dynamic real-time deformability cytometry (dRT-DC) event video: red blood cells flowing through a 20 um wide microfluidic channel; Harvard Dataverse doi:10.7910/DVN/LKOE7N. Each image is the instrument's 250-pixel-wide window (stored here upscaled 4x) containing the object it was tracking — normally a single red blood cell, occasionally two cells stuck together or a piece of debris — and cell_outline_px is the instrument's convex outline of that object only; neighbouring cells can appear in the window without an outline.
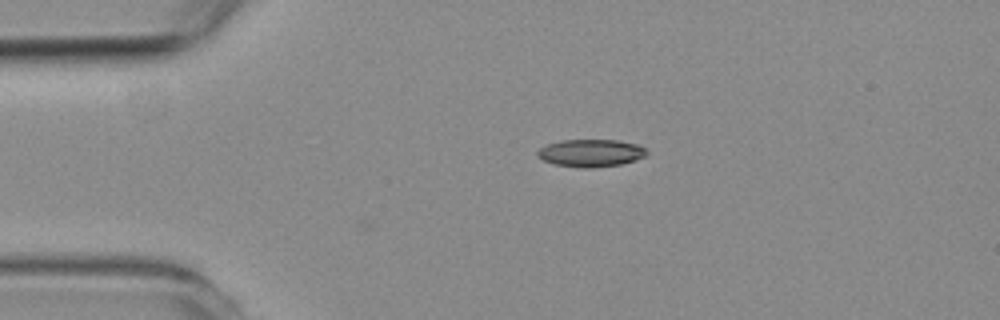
{"species": "common noctule bat (a hibernating species)", "species_latin": "Nyctalus noctula", "temperature_condition": "room temperature", "stored_images_in_passage": 2, "camera_frame_rate_fps": 3000, "um_per_image_px": 0.085, "animal": {"sex": "female", "body_mass_g": 19.3, "forearm_length_mm": 54.1}, "frame": {"image": 1, "passage_image": 2, "time_ms": 0.333, "image_size_px": [1000, 320], "cell_outline_px": [[648, 152], [644, 156], [636, 160], [620, 164], [592, 168], [580, 168], [552, 164], [536, 156], [536, 152], [540, 148], [548, 144], [560, 140], [620, 140], [636, 144], [644, 148]], "centroid_in_image_um": [50.19, 13.01], "position_along_channel_um": 34.8, "area_um2": 17.57}}